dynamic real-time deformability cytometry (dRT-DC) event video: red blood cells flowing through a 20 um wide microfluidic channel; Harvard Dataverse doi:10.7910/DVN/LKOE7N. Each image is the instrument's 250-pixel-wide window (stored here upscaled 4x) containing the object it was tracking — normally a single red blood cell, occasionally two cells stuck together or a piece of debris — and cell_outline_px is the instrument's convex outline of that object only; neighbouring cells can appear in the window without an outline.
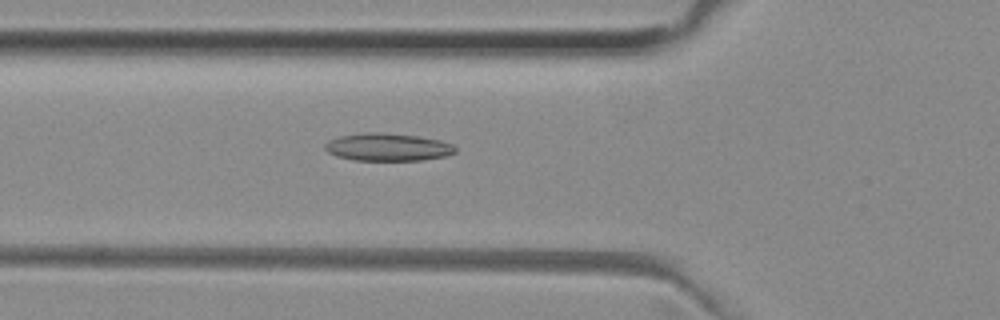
{"species": "common noctule bat (a hibernating species)", "species_latin": "Nyctalus noctula", "temperature_condition": "room temperature", "stored_images_in_passage": 50, "camera_frame_rate_fps": 3000, "um_per_image_px": 0.085, "animal": {"sex": "female", "body_mass_g": 29.2, "forearm_length_mm": 56.3}, "frame": {"image": 1, "passage_image": 17, "time_ms": 5.333, "image_size_px": [1000, 320], "cell_outline_px": [[456, 152], [448, 156], [420, 160], [352, 160], [336, 156], [328, 152], [324, 148], [324, 144], [328, 140], [340, 136], [364, 132], [380, 132], [416, 136], [440, 140], [452, 144], [456, 148]], "centroid_in_image_um": [32.94, 12.5], "position_along_channel_um": 92.9, "area_um2": 21.1}}
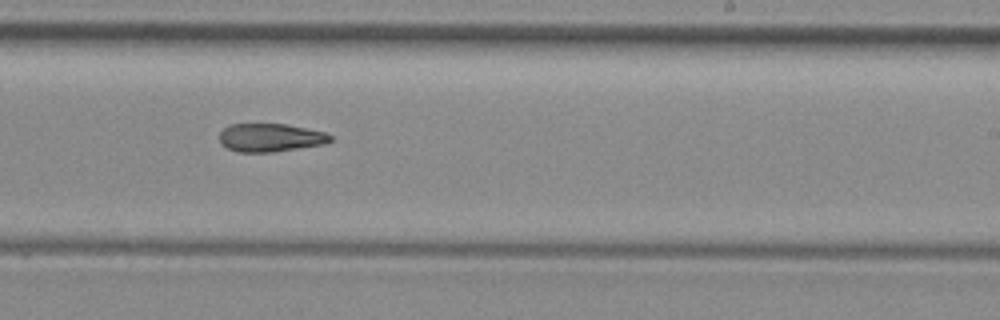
{"frame": {"image": 2, "passage_image": 30, "time_ms": 9.667, "image_size_px": [1000, 320], "cell_outline_px": [[332, 140], [328, 144], [272, 152], [236, 152], [220, 144], [220, 132], [228, 124], [288, 124], [324, 132], [332, 136]], "centroid_in_image_um": [22.99, 11.7], "position_along_channel_um": 266.0, "area_um2": 18.44}}
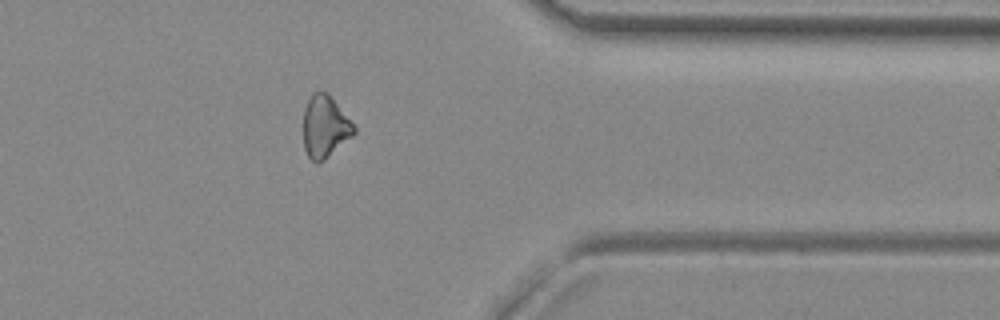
{"frame": {"image": 3, "passage_image": 40, "time_ms": 13.0, "image_size_px": [1000, 320], "cell_outline_px": [[356, 132], [352, 136], [324, 160], [316, 164], [308, 156], [304, 148], [304, 108], [312, 92], [320, 88], [328, 92], [356, 128]], "centroid_in_image_um": [27.6, 10.73], "position_along_channel_um": 383.8, "area_um2": 18.38}}